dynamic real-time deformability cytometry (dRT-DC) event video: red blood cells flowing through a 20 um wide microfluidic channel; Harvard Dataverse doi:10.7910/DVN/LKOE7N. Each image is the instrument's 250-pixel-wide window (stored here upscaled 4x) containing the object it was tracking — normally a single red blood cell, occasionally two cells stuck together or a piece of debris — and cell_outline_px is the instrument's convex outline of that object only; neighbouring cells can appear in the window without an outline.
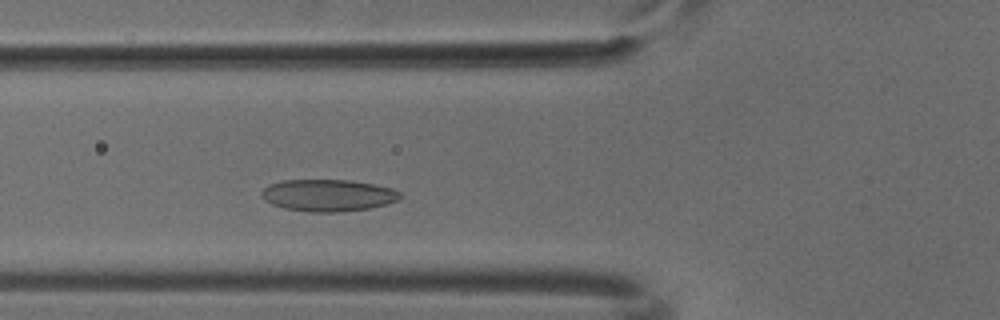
{"species": "common noctule bat (a hibernating species)", "species_latin": "Nyctalus noctula", "temperature_condition": "cold", "stored_images_in_passage": 4, "camera_frame_rate_fps": 3000, "um_per_image_px": 0.085, "animal": {"sex": "male", "body_mass_g": 18.8}, "frame": {"image": 1, "passage_image": 4, "time_ms": 1.0, "image_size_px": [1000, 320], "cell_outline_px": [[404, 196], [400, 200], [388, 204], [368, 208], [340, 212], [308, 212], [284, 208], [272, 204], [264, 200], [260, 196], [260, 192], [264, 188], [272, 184], [284, 180], [348, 180], [372, 184], [392, 188], [400, 192]], "centroid_in_image_um": [27.91, 16.61], "position_along_channel_um": 97.9, "area_um2": 25.89}}